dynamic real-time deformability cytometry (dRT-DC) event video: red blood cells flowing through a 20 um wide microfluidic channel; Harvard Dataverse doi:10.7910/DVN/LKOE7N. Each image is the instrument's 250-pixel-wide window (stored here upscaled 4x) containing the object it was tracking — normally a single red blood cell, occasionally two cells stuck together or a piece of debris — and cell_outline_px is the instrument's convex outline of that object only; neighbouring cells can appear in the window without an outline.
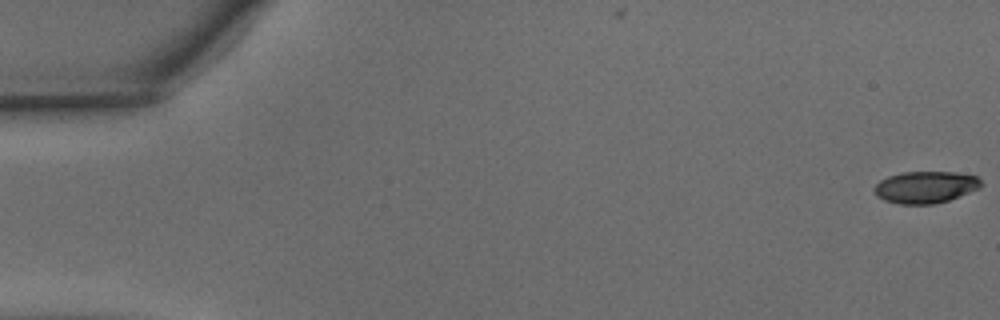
{"species": "common noctule bat (a hibernating species)", "species_latin": "Nyctalus noctula", "temperature_condition": "warm", "stored_images_in_passage": 7, "camera_frame_rate_fps": 3000, "um_per_image_px": 0.085, "animal": {"sex": "male", "body_mass_g": 15.6}, "frame": {"image": 1, "passage_image": 1, "time_ms": 0.0, "image_size_px": [1000, 320], "cell_outline_px": [[984, 184], [980, 188], [948, 200], [932, 204], [900, 204], [884, 200], [876, 196], [872, 188], [880, 180], [888, 176], [904, 172], [956, 172], [976, 176]], "centroid_in_image_um": [78.65, 15.9], "position_along_channel_um": 6.4, "area_um2": 19.88}}